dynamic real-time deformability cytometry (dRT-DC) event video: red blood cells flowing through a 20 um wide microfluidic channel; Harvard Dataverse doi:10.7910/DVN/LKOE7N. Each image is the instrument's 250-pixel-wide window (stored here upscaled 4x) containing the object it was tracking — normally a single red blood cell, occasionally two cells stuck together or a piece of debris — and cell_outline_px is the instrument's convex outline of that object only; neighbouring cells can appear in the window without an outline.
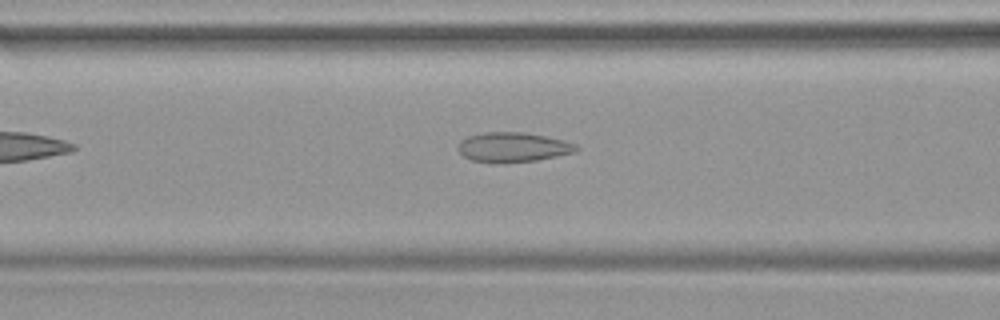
{"species": "common noctule bat (a hibernating species)", "species_latin": "Nyctalus noctula", "temperature_condition": "warm", "stored_images_in_passage": 27, "camera_frame_rate_fps": 3000, "um_per_image_px": 0.085, "animal": {"sex": "female", "body_mass_g": 19.9}, "frame": {"image": 1, "passage_image": 5, "time_ms": 1.333, "image_size_px": [1000, 320], "cell_outline_px": [[580, 148], [576, 152], [536, 160], [504, 164], [492, 164], [472, 160], [464, 156], [460, 152], [460, 140], [468, 136], [484, 132], [524, 132], [564, 140], [576, 144]], "centroid_in_image_um": [43.61, 12.53], "position_along_channel_um": 123.0, "area_um2": 20.63}}
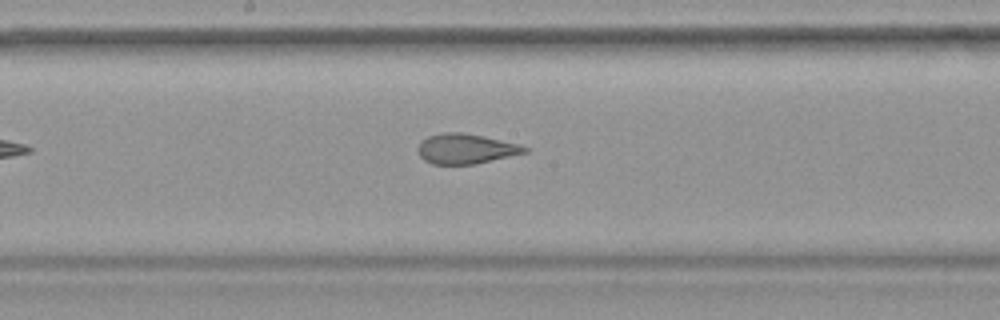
{"frame": {"image": 2, "passage_image": 11, "time_ms": 3.333, "image_size_px": [1000, 320], "cell_outline_px": [[528, 152], [476, 164], [432, 164], [424, 160], [420, 156], [416, 148], [428, 136], [440, 132], [464, 132], [484, 136], [520, 144], [528, 148]], "centroid_in_image_um": [39.6, 12.64], "position_along_channel_um": 208.6, "area_um2": 18.79}}
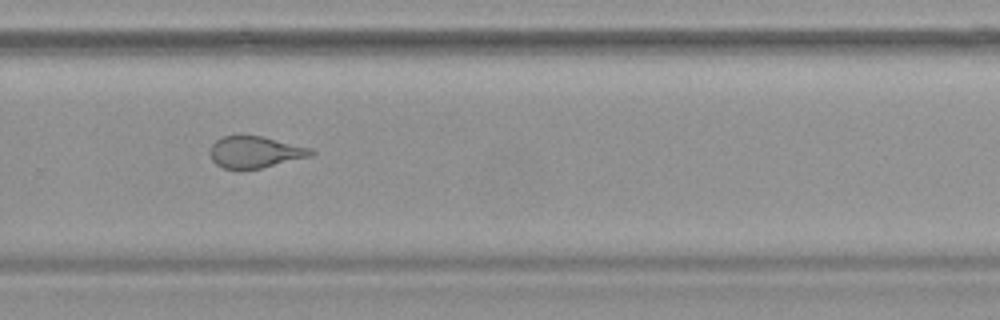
{"frame": {"image": 3, "passage_image": 18, "time_ms": 5.667, "image_size_px": [1000, 320], "cell_outline_px": [[316, 152], [312, 156], [260, 168], [240, 172], [236, 172], [224, 168], [216, 164], [212, 160], [208, 152], [212, 144], [216, 140], [224, 136], [240, 132], [264, 136], [312, 148]], "centroid_in_image_um": [21.64, 12.91], "position_along_channel_um": 308.2, "area_um2": 19.71}}